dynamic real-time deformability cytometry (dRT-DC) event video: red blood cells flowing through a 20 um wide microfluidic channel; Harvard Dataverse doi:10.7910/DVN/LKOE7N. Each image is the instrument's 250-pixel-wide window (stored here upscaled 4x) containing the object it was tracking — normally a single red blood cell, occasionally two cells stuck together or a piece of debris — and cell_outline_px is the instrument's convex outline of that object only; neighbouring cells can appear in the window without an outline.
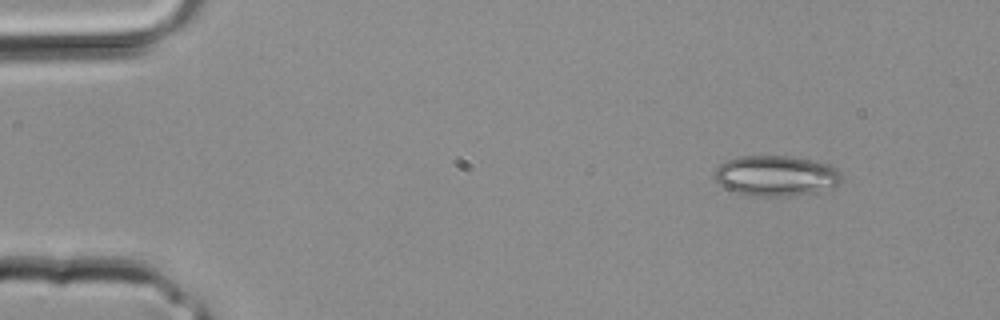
{"species": "common noctule bat (a hibernating species)", "species_latin": "Nyctalus noctula", "temperature_condition": "room temperature", "stored_images_in_passage": 3, "camera_frame_rate_fps": 3000, "um_per_image_px": 0.085, "animal": {"sex": "male", "body_mass_g": 20.4}, "frame": {"image": 1, "passage_image": 1, "time_ms": 0.0, "image_size_px": [1000, 320], "cell_outline_px": [[844, 180], [840, 184], [832, 188], [812, 192], [788, 196], [748, 196], [736, 192], [720, 184], [716, 180], [716, 168], [724, 160], [740, 156], [792, 156], [812, 160], [828, 164], [836, 168], [844, 176]], "centroid_in_image_um": [66.01, 14.93], "position_along_channel_um": 19.0, "area_um2": 30.11}}